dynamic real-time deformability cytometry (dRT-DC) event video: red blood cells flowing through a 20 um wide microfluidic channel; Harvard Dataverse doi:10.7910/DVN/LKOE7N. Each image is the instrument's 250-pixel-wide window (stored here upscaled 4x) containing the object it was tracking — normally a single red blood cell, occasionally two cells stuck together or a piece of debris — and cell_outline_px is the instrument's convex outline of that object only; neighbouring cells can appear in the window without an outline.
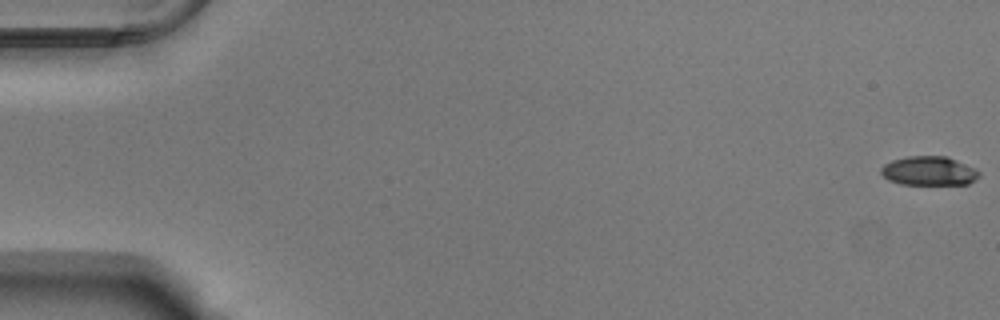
{"species": "Egyptian fruit bat (a non-hibernating species)", "species_latin": "Rousettus aegyptiacus", "temperature_condition": "warm", "stored_images_in_passage": 50, "camera_frame_rate_fps": 3000, "um_per_image_px": 0.085, "animal": {"sex": "male"}, "frame": {"image": 1, "passage_image": 1, "time_ms": 0.0, "image_size_px": [1000, 320], "cell_outline_px": [[980, 176], [968, 184], [900, 184], [888, 180], [880, 172], [880, 168], [884, 164], [892, 160], [908, 156], [948, 156], [976, 168], [980, 172]], "centroid_in_image_um": [78.97, 14.52], "position_along_channel_um": 6.0, "area_um2": 16.76}}
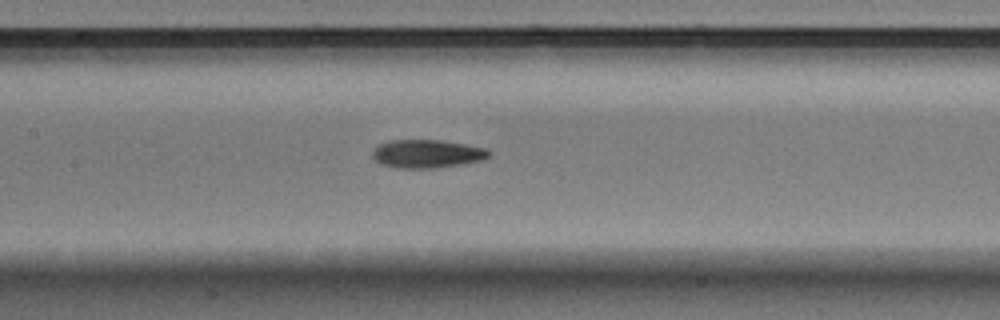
{"frame": {"image": 2, "passage_image": 27, "time_ms": 8.667, "image_size_px": [1000, 320], "cell_outline_px": [[492, 152], [484, 160], [460, 164], [432, 168], [396, 168], [380, 164], [372, 156], [372, 152], [380, 144], [388, 140], [440, 140], [488, 148]], "centroid_in_image_um": [36.31, 13.07], "position_along_channel_um": 171.1, "area_um2": 19.19}}
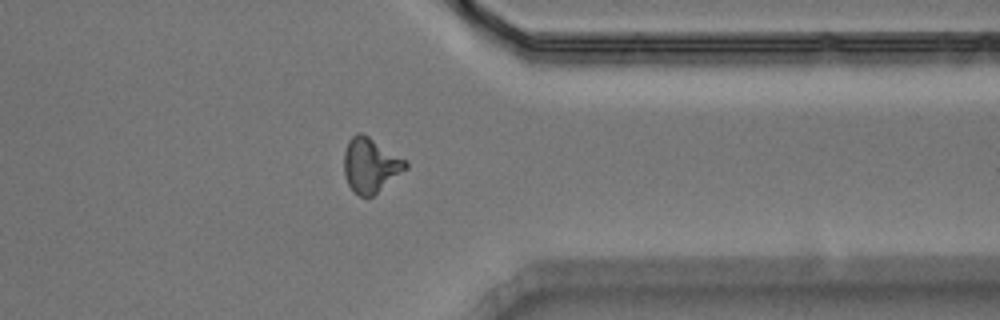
{"frame": {"image": 3, "passage_image": 44, "time_ms": 14.333, "image_size_px": [1000, 320], "cell_outline_px": [[408, 168], [372, 196], [360, 196], [348, 184], [344, 176], [344, 152], [348, 140], [356, 132], [360, 132], [368, 136], [408, 160]], "centroid_in_image_um": [31.5, 14.01], "position_along_channel_um": 379.9, "area_um2": 19.59}}